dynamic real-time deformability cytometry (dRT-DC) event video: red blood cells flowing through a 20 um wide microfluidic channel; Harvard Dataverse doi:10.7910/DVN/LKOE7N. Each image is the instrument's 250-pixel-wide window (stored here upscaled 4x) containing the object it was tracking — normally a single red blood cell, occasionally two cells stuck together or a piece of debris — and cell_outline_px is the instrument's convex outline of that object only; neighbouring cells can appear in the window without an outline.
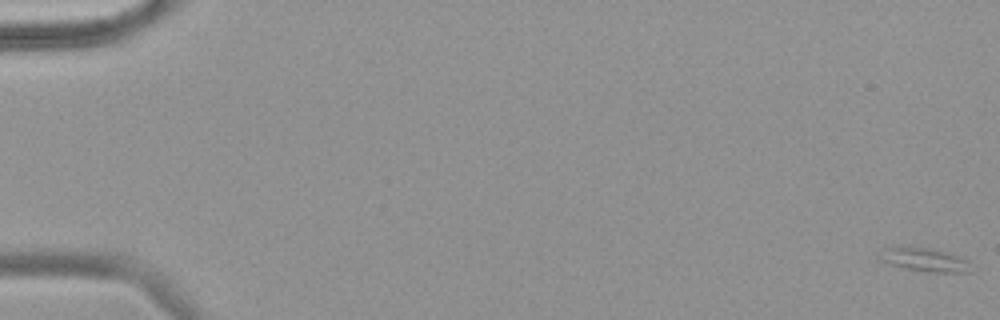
{"species": "common noctule bat (a hibernating species)", "species_latin": "Nyctalus noctula", "temperature_condition": "warm", "stored_images_in_passage": 58, "camera_frame_rate_fps": 3000, "um_per_image_px": 0.085, "animal": {"sex": "female", "body_mass_g": 18.4}, "frame": {"image": 1, "passage_image": 1, "time_ms": 0.0, "image_size_px": [1000, 320], "cell_outline_px": [[968, 272], [928, 272], [908, 268], [892, 264], [880, 260], [876, 256], [884, 248], [904, 244], [908, 244], [948, 252], [968, 260]], "centroid_in_image_um": [78.48, 22.02], "position_along_channel_um": 6.5, "area_um2": 12.72}}